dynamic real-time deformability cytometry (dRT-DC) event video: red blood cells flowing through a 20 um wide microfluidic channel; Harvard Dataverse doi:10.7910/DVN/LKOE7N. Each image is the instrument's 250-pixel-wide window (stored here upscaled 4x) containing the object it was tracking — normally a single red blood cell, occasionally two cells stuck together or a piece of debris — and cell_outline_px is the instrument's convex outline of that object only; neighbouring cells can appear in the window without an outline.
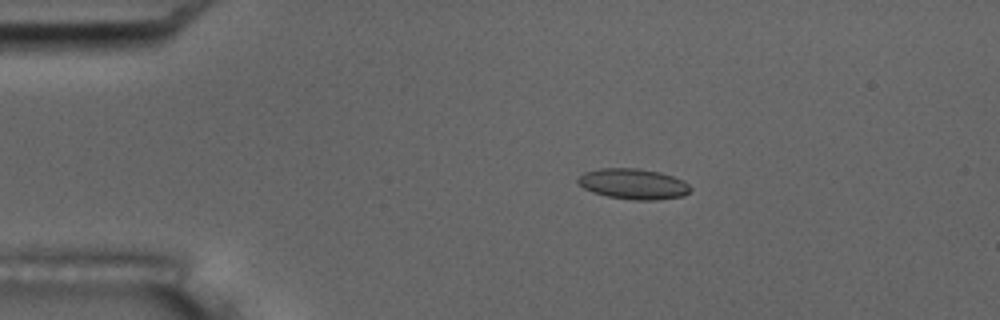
{"species": "common noctule bat (a hibernating species)", "species_latin": "Nyctalus noctula", "temperature_condition": "room temperature", "stored_images_in_passage": 6, "camera_frame_rate_fps": 3000, "um_per_image_px": 0.085, "animal": {"sex": "male", "body_mass_g": 17.5, "forearm_length_mm": 52.3}, "frame": {"image": 1, "passage_image": 4, "time_ms": 3.667, "image_size_px": [1000, 320], "cell_outline_px": [[692, 188], [684, 196], [656, 200], [632, 200], [608, 196], [592, 192], [584, 188], [576, 180], [584, 172], [600, 168], [636, 168], [660, 172], [684, 180]], "centroid_in_image_um": [53.84, 15.63], "position_along_channel_um": 31.2, "area_um2": 20.06}}